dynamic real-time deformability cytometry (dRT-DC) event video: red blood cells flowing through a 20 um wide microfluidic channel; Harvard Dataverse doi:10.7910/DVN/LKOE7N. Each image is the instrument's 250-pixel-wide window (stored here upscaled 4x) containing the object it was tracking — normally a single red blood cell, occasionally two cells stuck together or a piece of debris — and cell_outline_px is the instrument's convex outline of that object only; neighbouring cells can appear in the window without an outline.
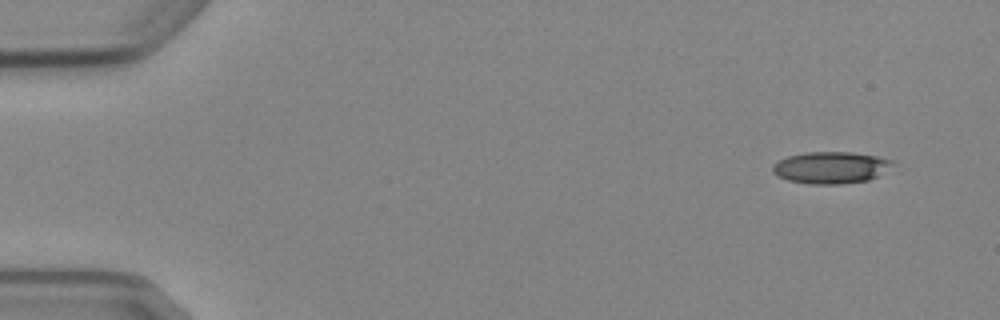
{"species": "Egyptian fruit bat (a non-hibernating species)", "species_latin": "Rousettus aegyptiacus", "temperature_condition": "cold", "stored_images_in_passage": 7, "camera_frame_rate_fps": 3000, "um_per_image_px": 0.085, "animal": {"sex": "female"}, "frame": {"image": 1, "passage_image": 1, "time_ms": 0.0, "image_size_px": [1000, 320], "cell_outline_px": [[896, 164], [876, 176], [868, 180], [840, 184], [808, 184], [788, 180], [776, 176], [772, 172], [772, 164], [788, 156], [808, 152], [852, 152], [876, 156], [896, 160]], "centroid_in_image_um": [70.62, 14.24], "position_along_channel_um": 14.4, "area_um2": 22.37}}
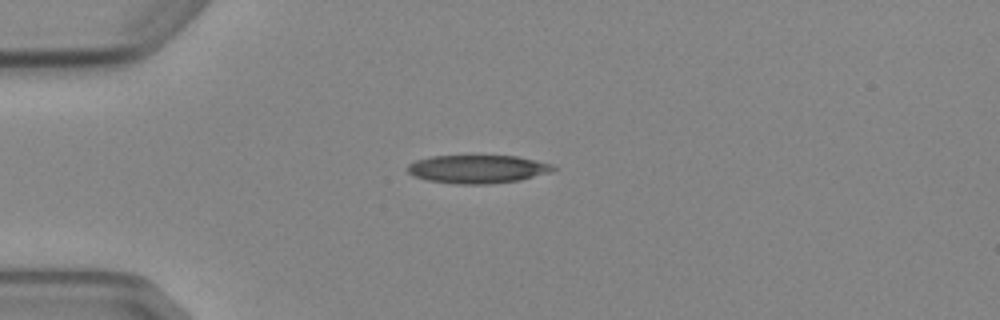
{"frame": {"image": 2, "passage_image": 4, "time_ms": 3.333, "image_size_px": [1000, 320], "cell_outline_px": [[560, 168], [552, 172], [520, 180], [488, 184], [456, 184], [428, 180], [412, 176], [408, 172], [408, 164], [416, 160], [432, 156], [516, 156], [536, 160], [552, 164]], "centroid_in_image_um": [40.63, 14.37], "position_along_channel_um": 44.4, "area_um2": 24.1}}
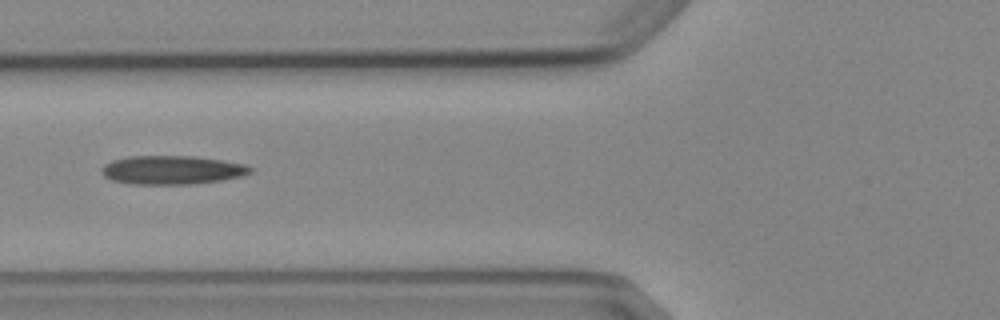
{"frame": {"image": 3, "passage_image": 6, "time_ms": 5.667, "image_size_px": [1000, 320], "cell_outline_px": [[252, 172], [244, 176], [220, 180], [192, 184], [132, 184], [112, 180], [104, 176], [100, 172], [100, 168], [104, 164], [112, 160], [128, 156], [196, 156], [244, 164], [252, 168]], "centroid_in_image_um": [14.59, 14.45], "position_along_channel_um": 111.2, "area_um2": 24.97}}